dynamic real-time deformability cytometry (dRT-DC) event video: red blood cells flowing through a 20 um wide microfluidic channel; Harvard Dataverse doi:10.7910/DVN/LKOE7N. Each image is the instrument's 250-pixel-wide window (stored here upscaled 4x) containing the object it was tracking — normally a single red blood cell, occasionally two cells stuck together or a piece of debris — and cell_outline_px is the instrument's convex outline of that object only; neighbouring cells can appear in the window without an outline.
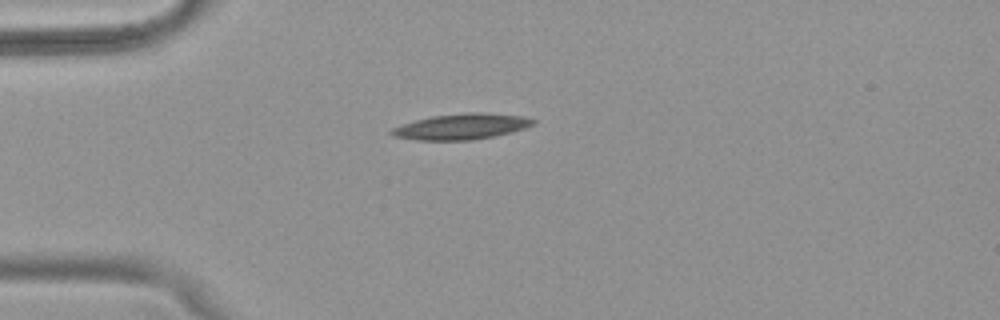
{"species": "common noctule bat (a hibernating species)", "species_latin": "Nyctalus noctula", "temperature_condition": "warm", "stored_images_in_passage": 41, "camera_frame_rate_fps": 3000, "um_per_image_px": 0.085, "animal": {"sex": "female", "body_mass_g": 18.4}, "frame": {"image": 1, "passage_image": 1, "time_ms": 0.0, "image_size_px": [1000, 320], "cell_outline_px": [[536, 124], [524, 128], [492, 136], [472, 140], [416, 140], [392, 136], [388, 132], [392, 128], [416, 120], [432, 116], [468, 112], [476, 112], [524, 116], [536, 120]], "centroid_in_image_um": [39.21, 10.75], "position_along_channel_um": 45.8, "area_um2": 21.04}}
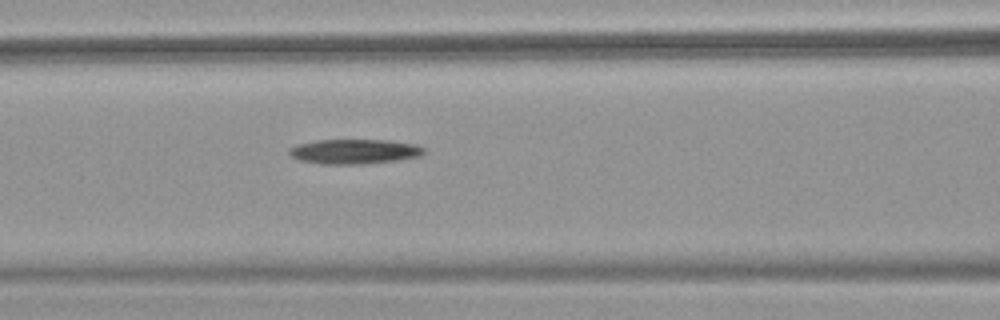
{"frame": {"image": 2, "passage_image": 10, "time_ms": 3.0, "image_size_px": [1000, 320], "cell_outline_px": [[424, 152], [420, 156], [396, 160], [364, 164], [320, 164], [300, 160], [292, 156], [288, 152], [288, 148], [300, 144], [316, 140], [388, 140], [416, 144], [424, 148]], "centroid_in_image_um": [30.12, 12.88], "position_along_channel_um": 136.5, "area_um2": 19.36}}
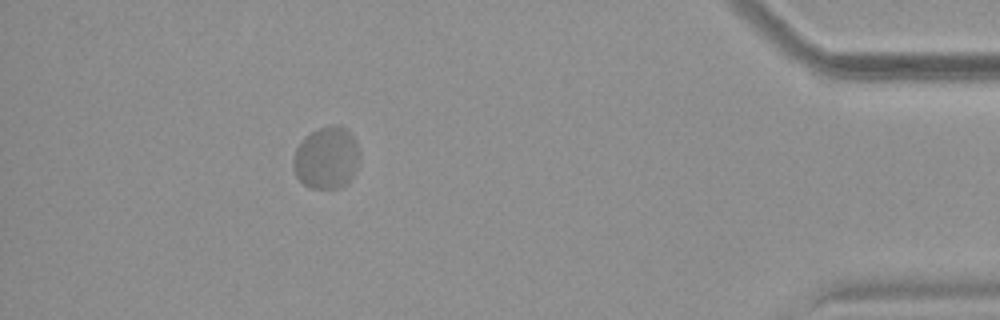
{"frame": {"image": 3, "passage_image": 36, "time_ms": 11.667, "image_size_px": [1000, 320], "cell_outline_px": [[360, 156], [356, 172], [348, 184], [340, 188], [312, 188], [304, 184], [296, 176], [292, 168], [292, 160], [296, 148], [304, 136], [320, 128], [332, 124], [340, 124], [356, 140], [360, 152]], "centroid_in_image_um": [27.77, 13.42], "position_along_channel_um": 407.4, "area_um2": 24.45}}